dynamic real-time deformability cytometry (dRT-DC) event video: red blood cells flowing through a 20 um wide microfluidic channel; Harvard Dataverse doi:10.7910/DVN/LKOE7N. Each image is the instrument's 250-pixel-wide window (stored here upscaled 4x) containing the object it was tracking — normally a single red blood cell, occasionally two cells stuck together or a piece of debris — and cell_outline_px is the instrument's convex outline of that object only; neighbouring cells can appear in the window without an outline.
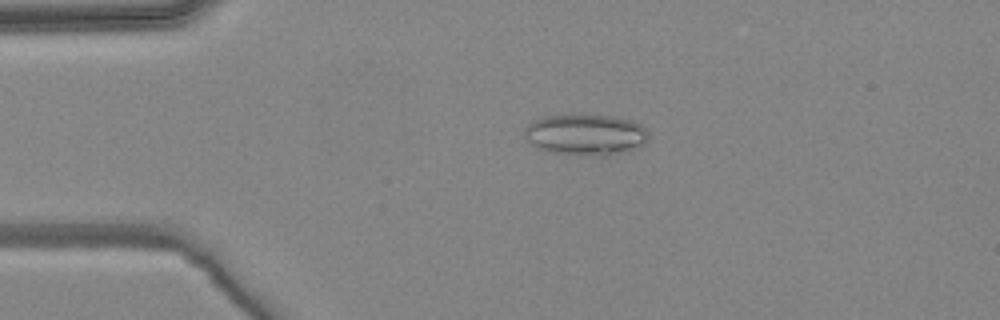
{"species": "common noctule bat (a hibernating species)", "species_latin": "Nyctalus noctula", "temperature_condition": "warm", "stored_images_in_passage": 4, "camera_frame_rate_fps": 3000, "um_per_image_px": 0.085, "animal": {"sex": "female", "body_mass_g": 24.6, "forearm_length_mm": 56.2}, "frame": {"image": 1, "passage_image": 3, "time_ms": 0.667, "image_size_px": [1000, 320], "cell_outline_px": [[648, 140], [640, 148], [624, 152], [604, 156], [596, 156], [552, 152], [536, 148], [528, 144], [524, 140], [524, 128], [528, 124], [544, 116], [616, 116], [640, 124], [648, 132]], "centroid_in_image_um": [49.77, 11.47], "position_along_channel_um": 35.2, "area_um2": 29.71}}